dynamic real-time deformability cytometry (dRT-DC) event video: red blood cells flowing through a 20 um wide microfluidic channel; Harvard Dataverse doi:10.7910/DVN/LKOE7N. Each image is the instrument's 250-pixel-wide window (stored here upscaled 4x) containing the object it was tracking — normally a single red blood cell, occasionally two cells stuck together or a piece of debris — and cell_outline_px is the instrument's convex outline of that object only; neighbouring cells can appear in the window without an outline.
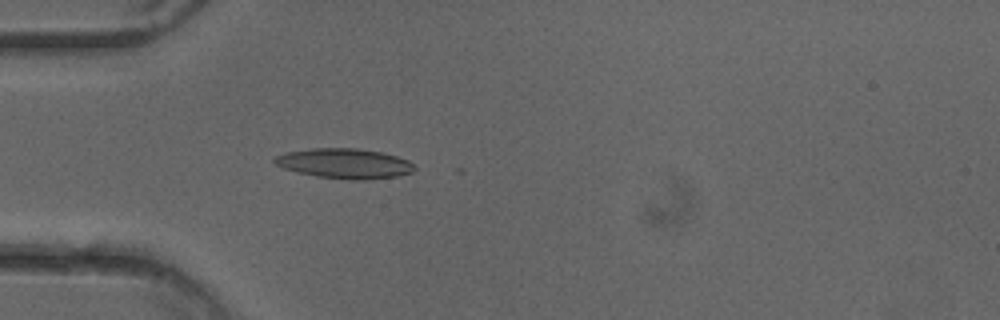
{"species": "common noctule bat (a hibernating species)", "species_latin": "Nyctalus noctula", "temperature_condition": "cold", "stored_images_in_passage": 11, "camera_frame_rate_fps": 3000, "um_per_image_px": 0.085, "animal": {"sex": "female"}, "frame": {"image": 1, "passage_image": 6, "time_ms": 1.667, "image_size_px": [1000, 320], "cell_outline_px": [[416, 168], [412, 172], [396, 176], [368, 180], [348, 180], [316, 176], [296, 172], [284, 168], [276, 164], [272, 160], [276, 156], [288, 152], [312, 148], [356, 148], [380, 152], [396, 156], [408, 160]], "centroid_in_image_um": [29.28, 13.9], "position_along_channel_um": 55.7, "area_um2": 24.39}}
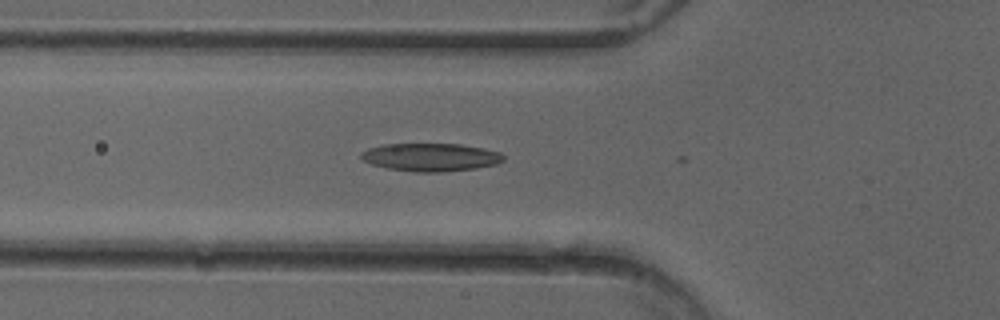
{"frame": {"image": 2, "passage_image": 9, "time_ms": 2.667, "image_size_px": [1000, 320], "cell_outline_px": [[504, 160], [496, 164], [476, 168], [440, 172], [412, 172], [388, 168], [372, 164], [364, 160], [360, 156], [360, 152], [368, 148], [384, 144], [460, 144], [484, 148], [500, 152], [504, 156]], "centroid_in_image_um": [36.61, 13.36], "position_along_channel_um": 89.2, "area_um2": 23.24}}